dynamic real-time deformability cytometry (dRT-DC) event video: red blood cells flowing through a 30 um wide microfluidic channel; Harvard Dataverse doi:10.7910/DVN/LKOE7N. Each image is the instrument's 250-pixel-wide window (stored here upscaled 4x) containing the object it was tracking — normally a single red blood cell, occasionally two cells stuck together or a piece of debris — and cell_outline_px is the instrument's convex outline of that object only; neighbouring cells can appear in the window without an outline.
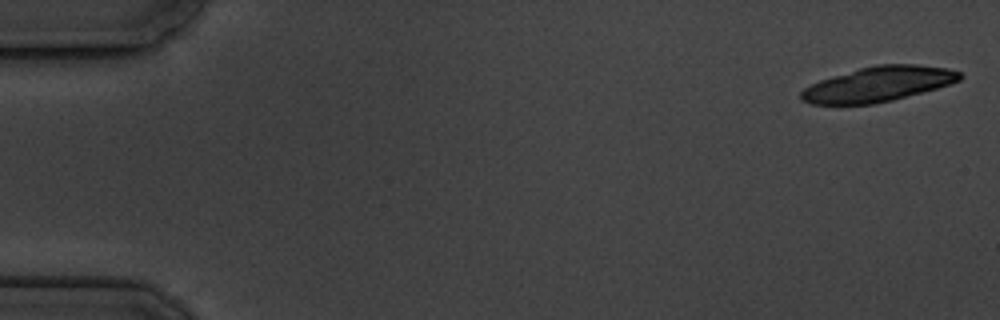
{"species": "common noctule bat (a hibernating species)", "species_latin": "Nyctalus noctula", "temperature_condition": "cold", "stored_images_in_passage": 9, "camera_frame_rate_fps": 3000, "um_per_image_px": 0.085, "animal": {"sex": "male", "body_mass_g": 19.5, "forearm_length_mm": 54.6}, "frame": {"image": 1, "passage_image": 1, "time_ms": 0.0, "image_size_px": [1000, 320], "cell_outline_px": [[964, 76], [960, 80], [936, 88], [892, 100], [872, 104], [812, 104], [800, 100], [800, 92], [804, 88], [820, 80], [860, 68], [876, 64], [916, 64], [948, 68], [960, 72]], "centroid_in_image_um": [74.65, 7.14], "position_along_channel_um": 10.4, "area_um2": 32.08}}
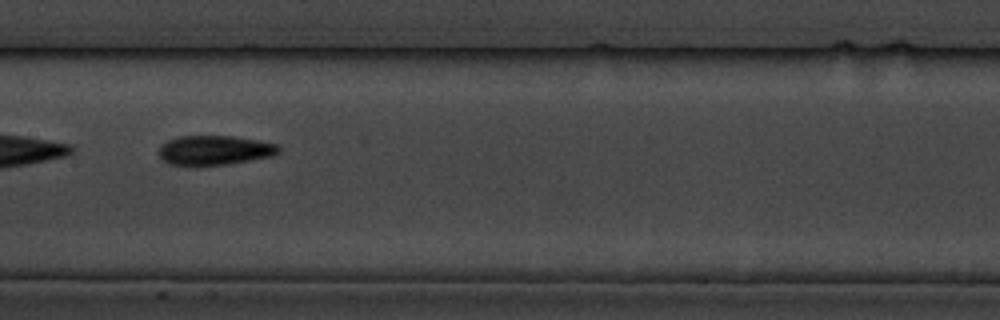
{"frame": {"image": 2, "passage_image": 9, "time_ms": 9.333, "image_size_px": [1000, 320], "cell_outline_px": [[280, 152], [272, 156], [228, 164], [168, 164], [160, 156], [160, 144], [176, 136], [232, 136], [260, 140], [276, 144], [280, 148]], "centroid_in_image_um": [18.26, 12.74], "position_along_channel_um": 189.1, "area_um2": 20.35}}